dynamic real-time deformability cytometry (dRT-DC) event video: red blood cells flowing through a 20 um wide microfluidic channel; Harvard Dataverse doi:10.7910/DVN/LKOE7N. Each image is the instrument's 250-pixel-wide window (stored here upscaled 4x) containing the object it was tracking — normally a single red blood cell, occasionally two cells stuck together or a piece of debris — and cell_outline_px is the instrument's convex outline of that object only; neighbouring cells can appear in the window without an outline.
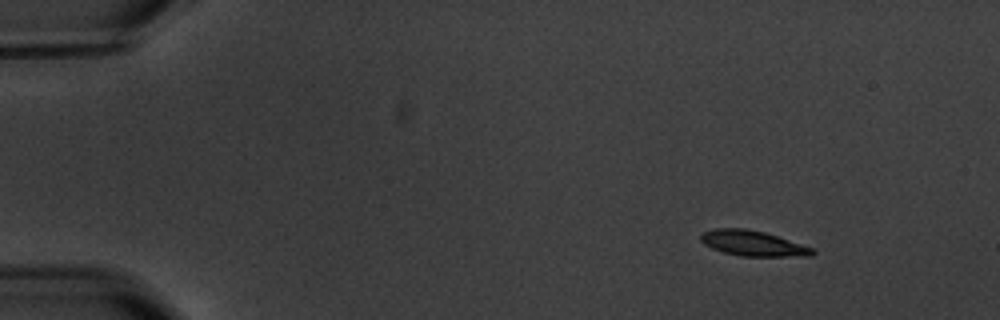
{"species": "common noctule bat (a hibernating species)", "species_latin": "Nyctalus noctula", "temperature_condition": "warm", "stored_images_in_passage": 10, "camera_frame_rate_fps": 3000, "um_per_image_px": 0.085, "animal": {"sex": "male", "body_mass_g": 20.1, "forearm_length_mm": 53.5}, "frame": {"image": 1, "passage_image": 1, "time_ms": 0.0, "image_size_px": [1000, 320], "cell_outline_px": [[816, 252], [812, 256], [740, 256], [724, 252], [712, 248], [704, 244], [700, 240], [700, 236], [704, 232], [716, 228], [744, 228], [764, 232], [812, 248]], "centroid_in_image_um": [63.97, 20.68], "position_along_channel_um": 21.0, "area_um2": 16.24}}
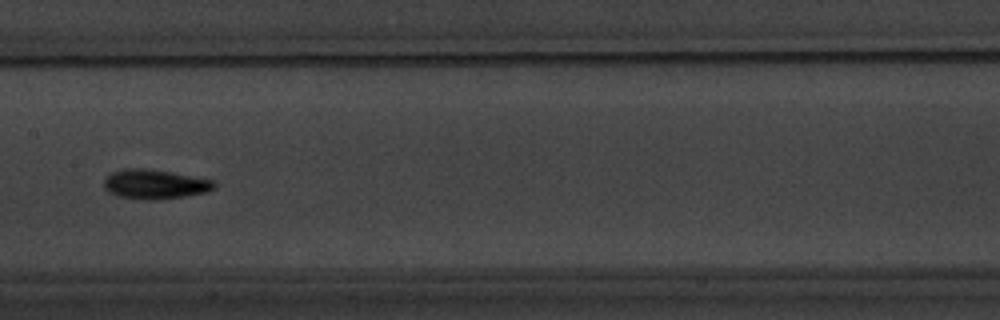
{"frame": {"image": 2, "passage_image": 7, "time_ms": 7.667, "image_size_px": [1000, 320], "cell_outline_px": [[216, 188], [208, 192], [184, 196], [152, 200], [148, 200], [116, 196], [108, 192], [104, 188], [104, 180], [112, 172], [124, 168], [148, 168], [172, 172], [216, 180]], "centroid_in_image_um": [13.19, 15.65], "position_along_channel_um": 194.2, "area_um2": 19.19}}
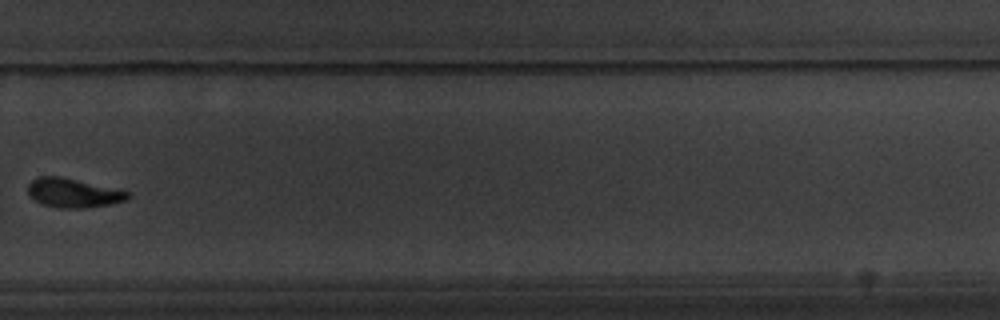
{"frame": {"image": 3, "passage_image": 10, "time_ms": 11.333, "image_size_px": [1000, 320], "cell_outline_px": [[132, 192], [128, 200], [112, 204], [88, 208], [60, 208], [44, 204], [36, 200], [28, 192], [28, 184], [32, 180], [40, 176], [60, 176], [120, 188]], "centroid_in_image_um": [6.34, 16.39], "position_along_channel_um": 323.5, "area_um2": 17.28}}